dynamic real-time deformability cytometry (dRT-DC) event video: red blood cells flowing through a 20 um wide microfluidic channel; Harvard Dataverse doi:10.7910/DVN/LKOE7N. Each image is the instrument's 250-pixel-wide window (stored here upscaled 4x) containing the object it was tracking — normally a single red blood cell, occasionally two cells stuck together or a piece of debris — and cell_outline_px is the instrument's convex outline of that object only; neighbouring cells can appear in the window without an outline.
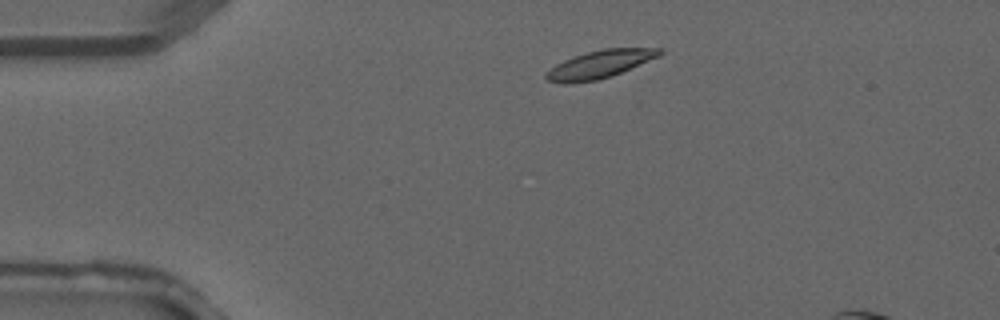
{"species": "common noctule bat (a hibernating species)", "species_latin": "Nyctalus noctula", "temperature_condition": "warm", "stored_images_in_passage": 4, "segment_of_instrument_passage": [1, 2], "camera_frame_rate_fps": 3000, "um_per_image_px": 0.085, "animal": {"sex": "male", "forearm_length_mm": 52.5}, "frame": {"image": 1, "passage_image": 2, "time_ms": 0.333, "image_size_px": [1000, 320], "cell_outline_px": [[664, 52], [660, 56], [620, 72], [596, 80], [572, 84], [564, 84], [548, 80], [544, 76], [544, 72], [556, 64], [572, 56], [604, 48], [664, 48]], "centroid_in_image_um": [50.95, 5.46], "position_along_channel_um": 34.0, "area_um2": 18.38}}